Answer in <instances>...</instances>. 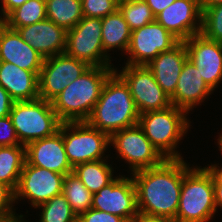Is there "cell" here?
I'll return each mask as SVG.
<instances>
[{
  "instance_id": "1",
  "label": "cell",
  "mask_w": 222,
  "mask_h": 222,
  "mask_svg": "<svg viewBox=\"0 0 222 222\" xmlns=\"http://www.w3.org/2000/svg\"><path fill=\"white\" fill-rule=\"evenodd\" d=\"M183 158L165 159L158 166L131 173L139 213L175 220L184 173L190 168Z\"/></svg>"
},
{
  "instance_id": "2",
  "label": "cell",
  "mask_w": 222,
  "mask_h": 222,
  "mask_svg": "<svg viewBox=\"0 0 222 222\" xmlns=\"http://www.w3.org/2000/svg\"><path fill=\"white\" fill-rule=\"evenodd\" d=\"M139 116L128 85L115 69L105 81L100 98L86 122L111 136L116 131L138 124Z\"/></svg>"
},
{
  "instance_id": "3",
  "label": "cell",
  "mask_w": 222,
  "mask_h": 222,
  "mask_svg": "<svg viewBox=\"0 0 222 222\" xmlns=\"http://www.w3.org/2000/svg\"><path fill=\"white\" fill-rule=\"evenodd\" d=\"M114 71V66H90L79 78L70 82L51 101L60 121L86 122L100 98L105 81Z\"/></svg>"
},
{
  "instance_id": "4",
  "label": "cell",
  "mask_w": 222,
  "mask_h": 222,
  "mask_svg": "<svg viewBox=\"0 0 222 222\" xmlns=\"http://www.w3.org/2000/svg\"><path fill=\"white\" fill-rule=\"evenodd\" d=\"M186 114L188 113L183 109L171 105L166 109L148 111L139 116L138 125L165 159L182 158L175 150L190 126Z\"/></svg>"
},
{
  "instance_id": "5",
  "label": "cell",
  "mask_w": 222,
  "mask_h": 222,
  "mask_svg": "<svg viewBox=\"0 0 222 222\" xmlns=\"http://www.w3.org/2000/svg\"><path fill=\"white\" fill-rule=\"evenodd\" d=\"M216 211L211 174L205 167H190L183 176L174 222H209Z\"/></svg>"
},
{
  "instance_id": "6",
  "label": "cell",
  "mask_w": 222,
  "mask_h": 222,
  "mask_svg": "<svg viewBox=\"0 0 222 222\" xmlns=\"http://www.w3.org/2000/svg\"><path fill=\"white\" fill-rule=\"evenodd\" d=\"M21 145L54 135L61 121L49 101L41 98L15 101L10 115Z\"/></svg>"
},
{
  "instance_id": "7",
  "label": "cell",
  "mask_w": 222,
  "mask_h": 222,
  "mask_svg": "<svg viewBox=\"0 0 222 222\" xmlns=\"http://www.w3.org/2000/svg\"><path fill=\"white\" fill-rule=\"evenodd\" d=\"M59 130L62 132L66 155L73 168L85 162L102 160L110 145V136L91 127L87 122L61 123Z\"/></svg>"
},
{
  "instance_id": "8",
  "label": "cell",
  "mask_w": 222,
  "mask_h": 222,
  "mask_svg": "<svg viewBox=\"0 0 222 222\" xmlns=\"http://www.w3.org/2000/svg\"><path fill=\"white\" fill-rule=\"evenodd\" d=\"M101 18L84 16L67 31L65 53L87 63L89 66L111 67L110 55L102 46Z\"/></svg>"
},
{
  "instance_id": "9",
  "label": "cell",
  "mask_w": 222,
  "mask_h": 222,
  "mask_svg": "<svg viewBox=\"0 0 222 222\" xmlns=\"http://www.w3.org/2000/svg\"><path fill=\"white\" fill-rule=\"evenodd\" d=\"M110 144L130 165L132 173L158 166L165 160L138 124L114 132L110 136Z\"/></svg>"
},
{
  "instance_id": "10",
  "label": "cell",
  "mask_w": 222,
  "mask_h": 222,
  "mask_svg": "<svg viewBox=\"0 0 222 222\" xmlns=\"http://www.w3.org/2000/svg\"><path fill=\"white\" fill-rule=\"evenodd\" d=\"M128 85L139 114L171 106L170 97L146 65H126L117 73Z\"/></svg>"
},
{
  "instance_id": "11",
  "label": "cell",
  "mask_w": 222,
  "mask_h": 222,
  "mask_svg": "<svg viewBox=\"0 0 222 222\" xmlns=\"http://www.w3.org/2000/svg\"><path fill=\"white\" fill-rule=\"evenodd\" d=\"M90 66L68 54L44 58L38 76L39 98L51 102L70 82L79 78Z\"/></svg>"
},
{
  "instance_id": "12",
  "label": "cell",
  "mask_w": 222,
  "mask_h": 222,
  "mask_svg": "<svg viewBox=\"0 0 222 222\" xmlns=\"http://www.w3.org/2000/svg\"><path fill=\"white\" fill-rule=\"evenodd\" d=\"M180 41L156 20L131 31L126 65H147L160 53L171 50Z\"/></svg>"
},
{
  "instance_id": "13",
  "label": "cell",
  "mask_w": 222,
  "mask_h": 222,
  "mask_svg": "<svg viewBox=\"0 0 222 222\" xmlns=\"http://www.w3.org/2000/svg\"><path fill=\"white\" fill-rule=\"evenodd\" d=\"M64 178L63 174L29 165L25 161L14 192V201L28 198L31 206L37 208L54 196L62 194Z\"/></svg>"
},
{
  "instance_id": "14",
  "label": "cell",
  "mask_w": 222,
  "mask_h": 222,
  "mask_svg": "<svg viewBox=\"0 0 222 222\" xmlns=\"http://www.w3.org/2000/svg\"><path fill=\"white\" fill-rule=\"evenodd\" d=\"M91 208L131 222L139 214L133 177L117 176L110 184L92 194Z\"/></svg>"
},
{
  "instance_id": "15",
  "label": "cell",
  "mask_w": 222,
  "mask_h": 222,
  "mask_svg": "<svg viewBox=\"0 0 222 222\" xmlns=\"http://www.w3.org/2000/svg\"><path fill=\"white\" fill-rule=\"evenodd\" d=\"M155 20L180 42L201 33L202 11L198 0H175Z\"/></svg>"
},
{
  "instance_id": "16",
  "label": "cell",
  "mask_w": 222,
  "mask_h": 222,
  "mask_svg": "<svg viewBox=\"0 0 222 222\" xmlns=\"http://www.w3.org/2000/svg\"><path fill=\"white\" fill-rule=\"evenodd\" d=\"M188 59L199 70L206 84L214 90L222 80V43L206 38L202 33L184 41Z\"/></svg>"
},
{
  "instance_id": "17",
  "label": "cell",
  "mask_w": 222,
  "mask_h": 222,
  "mask_svg": "<svg viewBox=\"0 0 222 222\" xmlns=\"http://www.w3.org/2000/svg\"><path fill=\"white\" fill-rule=\"evenodd\" d=\"M26 162L63 175L73 172L63 144L62 132L30 142L25 146Z\"/></svg>"
},
{
  "instance_id": "18",
  "label": "cell",
  "mask_w": 222,
  "mask_h": 222,
  "mask_svg": "<svg viewBox=\"0 0 222 222\" xmlns=\"http://www.w3.org/2000/svg\"><path fill=\"white\" fill-rule=\"evenodd\" d=\"M0 61L12 63L39 76L44 57L25 42L17 30L0 21Z\"/></svg>"
},
{
  "instance_id": "19",
  "label": "cell",
  "mask_w": 222,
  "mask_h": 222,
  "mask_svg": "<svg viewBox=\"0 0 222 222\" xmlns=\"http://www.w3.org/2000/svg\"><path fill=\"white\" fill-rule=\"evenodd\" d=\"M21 38L44 58L64 53L67 31L49 19L16 29Z\"/></svg>"
},
{
  "instance_id": "20",
  "label": "cell",
  "mask_w": 222,
  "mask_h": 222,
  "mask_svg": "<svg viewBox=\"0 0 222 222\" xmlns=\"http://www.w3.org/2000/svg\"><path fill=\"white\" fill-rule=\"evenodd\" d=\"M213 90L206 84L197 67L186 60L177 81L174 94L170 97L171 105L187 113L203 102Z\"/></svg>"
},
{
  "instance_id": "21",
  "label": "cell",
  "mask_w": 222,
  "mask_h": 222,
  "mask_svg": "<svg viewBox=\"0 0 222 222\" xmlns=\"http://www.w3.org/2000/svg\"><path fill=\"white\" fill-rule=\"evenodd\" d=\"M187 59L186 45L184 42H179L171 50L160 53L146 65L169 97L175 92L178 78Z\"/></svg>"
},
{
  "instance_id": "22",
  "label": "cell",
  "mask_w": 222,
  "mask_h": 222,
  "mask_svg": "<svg viewBox=\"0 0 222 222\" xmlns=\"http://www.w3.org/2000/svg\"><path fill=\"white\" fill-rule=\"evenodd\" d=\"M0 85L14 101L39 98L38 75L12 63L0 61Z\"/></svg>"
},
{
  "instance_id": "23",
  "label": "cell",
  "mask_w": 222,
  "mask_h": 222,
  "mask_svg": "<svg viewBox=\"0 0 222 222\" xmlns=\"http://www.w3.org/2000/svg\"><path fill=\"white\" fill-rule=\"evenodd\" d=\"M102 21V46L104 52L121 48V51L128 50L131 30L125 21L123 14L117 9L114 13L109 14L101 19Z\"/></svg>"
},
{
  "instance_id": "24",
  "label": "cell",
  "mask_w": 222,
  "mask_h": 222,
  "mask_svg": "<svg viewBox=\"0 0 222 222\" xmlns=\"http://www.w3.org/2000/svg\"><path fill=\"white\" fill-rule=\"evenodd\" d=\"M25 161L24 145L0 147V182L13 192L17 189Z\"/></svg>"
},
{
  "instance_id": "25",
  "label": "cell",
  "mask_w": 222,
  "mask_h": 222,
  "mask_svg": "<svg viewBox=\"0 0 222 222\" xmlns=\"http://www.w3.org/2000/svg\"><path fill=\"white\" fill-rule=\"evenodd\" d=\"M105 160H96L79 164L73 168V174L78 177L84 186L95 194L115 178L113 170Z\"/></svg>"
},
{
  "instance_id": "26",
  "label": "cell",
  "mask_w": 222,
  "mask_h": 222,
  "mask_svg": "<svg viewBox=\"0 0 222 222\" xmlns=\"http://www.w3.org/2000/svg\"><path fill=\"white\" fill-rule=\"evenodd\" d=\"M47 19L68 31L84 16L81 0H45Z\"/></svg>"
},
{
  "instance_id": "27",
  "label": "cell",
  "mask_w": 222,
  "mask_h": 222,
  "mask_svg": "<svg viewBox=\"0 0 222 222\" xmlns=\"http://www.w3.org/2000/svg\"><path fill=\"white\" fill-rule=\"evenodd\" d=\"M47 18L45 0H28L13 10L2 22L16 30Z\"/></svg>"
},
{
  "instance_id": "28",
  "label": "cell",
  "mask_w": 222,
  "mask_h": 222,
  "mask_svg": "<svg viewBox=\"0 0 222 222\" xmlns=\"http://www.w3.org/2000/svg\"><path fill=\"white\" fill-rule=\"evenodd\" d=\"M62 194L77 217L92 206V193L73 173L65 175Z\"/></svg>"
},
{
  "instance_id": "29",
  "label": "cell",
  "mask_w": 222,
  "mask_h": 222,
  "mask_svg": "<svg viewBox=\"0 0 222 222\" xmlns=\"http://www.w3.org/2000/svg\"><path fill=\"white\" fill-rule=\"evenodd\" d=\"M118 9L131 31L155 21V16L145 0L119 1Z\"/></svg>"
},
{
  "instance_id": "30",
  "label": "cell",
  "mask_w": 222,
  "mask_h": 222,
  "mask_svg": "<svg viewBox=\"0 0 222 222\" xmlns=\"http://www.w3.org/2000/svg\"><path fill=\"white\" fill-rule=\"evenodd\" d=\"M37 208L42 209L40 222H77L78 217L63 194L54 196Z\"/></svg>"
},
{
  "instance_id": "31",
  "label": "cell",
  "mask_w": 222,
  "mask_h": 222,
  "mask_svg": "<svg viewBox=\"0 0 222 222\" xmlns=\"http://www.w3.org/2000/svg\"><path fill=\"white\" fill-rule=\"evenodd\" d=\"M201 33L208 39L222 43V3L202 11Z\"/></svg>"
},
{
  "instance_id": "32",
  "label": "cell",
  "mask_w": 222,
  "mask_h": 222,
  "mask_svg": "<svg viewBox=\"0 0 222 222\" xmlns=\"http://www.w3.org/2000/svg\"><path fill=\"white\" fill-rule=\"evenodd\" d=\"M83 16L103 18L118 9V0H81Z\"/></svg>"
},
{
  "instance_id": "33",
  "label": "cell",
  "mask_w": 222,
  "mask_h": 222,
  "mask_svg": "<svg viewBox=\"0 0 222 222\" xmlns=\"http://www.w3.org/2000/svg\"><path fill=\"white\" fill-rule=\"evenodd\" d=\"M21 145L10 116L0 117V147Z\"/></svg>"
},
{
  "instance_id": "34",
  "label": "cell",
  "mask_w": 222,
  "mask_h": 222,
  "mask_svg": "<svg viewBox=\"0 0 222 222\" xmlns=\"http://www.w3.org/2000/svg\"><path fill=\"white\" fill-rule=\"evenodd\" d=\"M77 222H128L120 216L106 213L104 211L90 208L88 211L80 214Z\"/></svg>"
},
{
  "instance_id": "35",
  "label": "cell",
  "mask_w": 222,
  "mask_h": 222,
  "mask_svg": "<svg viewBox=\"0 0 222 222\" xmlns=\"http://www.w3.org/2000/svg\"><path fill=\"white\" fill-rule=\"evenodd\" d=\"M14 202V192L0 182V219L15 215L12 207Z\"/></svg>"
},
{
  "instance_id": "36",
  "label": "cell",
  "mask_w": 222,
  "mask_h": 222,
  "mask_svg": "<svg viewBox=\"0 0 222 222\" xmlns=\"http://www.w3.org/2000/svg\"><path fill=\"white\" fill-rule=\"evenodd\" d=\"M14 102L8 92L0 85V117L10 115Z\"/></svg>"
},
{
  "instance_id": "37",
  "label": "cell",
  "mask_w": 222,
  "mask_h": 222,
  "mask_svg": "<svg viewBox=\"0 0 222 222\" xmlns=\"http://www.w3.org/2000/svg\"><path fill=\"white\" fill-rule=\"evenodd\" d=\"M28 0H1L2 8H1V16L0 21H3L13 10L20 7L23 3Z\"/></svg>"
},
{
  "instance_id": "38",
  "label": "cell",
  "mask_w": 222,
  "mask_h": 222,
  "mask_svg": "<svg viewBox=\"0 0 222 222\" xmlns=\"http://www.w3.org/2000/svg\"><path fill=\"white\" fill-rule=\"evenodd\" d=\"M174 1L175 0H145L155 17Z\"/></svg>"
},
{
  "instance_id": "39",
  "label": "cell",
  "mask_w": 222,
  "mask_h": 222,
  "mask_svg": "<svg viewBox=\"0 0 222 222\" xmlns=\"http://www.w3.org/2000/svg\"><path fill=\"white\" fill-rule=\"evenodd\" d=\"M207 171L211 174L213 178V185L214 186H222V166L221 169L217 164L210 165L205 167Z\"/></svg>"
},
{
  "instance_id": "40",
  "label": "cell",
  "mask_w": 222,
  "mask_h": 222,
  "mask_svg": "<svg viewBox=\"0 0 222 222\" xmlns=\"http://www.w3.org/2000/svg\"><path fill=\"white\" fill-rule=\"evenodd\" d=\"M131 222H174L165 217L149 216L139 213Z\"/></svg>"
},
{
  "instance_id": "41",
  "label": "cell",
  "mask_w": 222,
  "mask_h": 222,
  "mask_svg": "<svg viewBox=\"0 0 222 222\" xmlns=\"http://www.w3.org/2000/svg\"><path fill=\"white\" fill-rule=\"evenodd\" d=\"M201 11L206 8L222 3V0H198Z\"/></svg>"
},
{
  "instance_id": "42",
  "label": "cell",
  "mask_w": 222,
  "mask_h": 222,
  "mask_svg": "<svg viewBox=\"0 0 222 222\" xmlns=\"http://www.w3.org/2000/svg\"><path fill=\"white\" fill-rule=\"evenodd\" d=\"M215 206L222 208V186H214Z\"/></svg>"
},
{
  "instance_id": "43",
  "label": "cell",
  "mask_w": 222,
  "mask_h": 222,
  "mask_svg": "<svg viewBox=\"0 0 222 222\" xmlns=\"http://www.w3.org/2000/svg\"><path fill=\"white\" fill-rule=\"evenodd\" d=\"M22 217H23V215H21V214L18 216H16V214H15L11 217H8V222H26L23 220Z\"/></svg>"
},
{
  "instance_id": "44",
  "label": "cell",
  "mask_w": 222,
  "mask_h": 222,
  "mask_svg": "<svg viewBox=\"0 0 222 222\" xmlns=\"http://www.w3.org/2000/svg\"><path fill=\"white\" fill-rule=\"evenodd\" d=\"M217 140H218V145H219V148H220L219 150L222 153V134L219 136V138Z\"/></svg>"
},
{
  "instance_id": "45",
  "label": "cell",
  "mask_w": 222,
  "mask_h": 222,
  "mask_svg": "<svg viewBox=\"0 0 222 222\" xmlns=\"http://www.w3.org/2000/svg\"><path fill=\"white\" fill-rule=\"evenodd\" d=\"M0 222H8V218L0 219Z\"/></svg>"
}]
</instances>
